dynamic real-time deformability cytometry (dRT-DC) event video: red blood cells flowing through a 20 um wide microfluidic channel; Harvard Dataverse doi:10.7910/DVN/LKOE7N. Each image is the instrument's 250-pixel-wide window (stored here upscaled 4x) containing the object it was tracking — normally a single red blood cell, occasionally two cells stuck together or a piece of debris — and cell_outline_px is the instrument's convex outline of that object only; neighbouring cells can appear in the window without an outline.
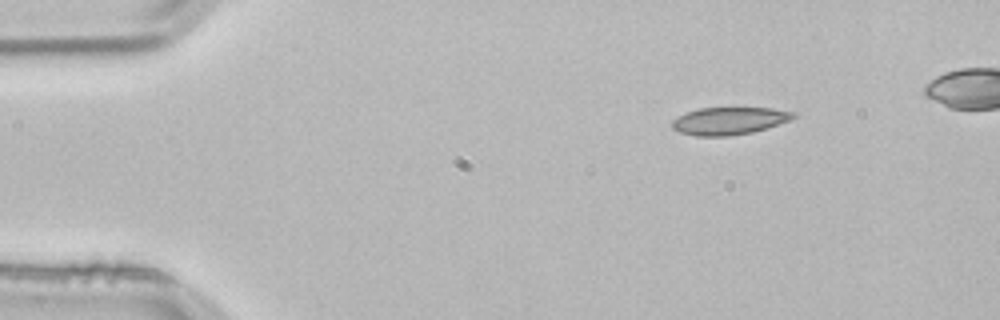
{"species": "common noctule bat (a hibernating species)", "species_latin": "Nyctalus noctula", "temperature_condition": "room temperature", "stored_images_in_passage": 3, "camera_frame_rate_fps": 3000, "um_per_image_px": 0.085, "animal": {"sex": "male", "body_mass_g": 21.5, "forearm_length_mm": 52.0}, "frame": {"image": 1, "passage_image": 1, "time_ms": 0.0, "image_size_px": [1000, 320], "cell_outline_px": [[796, 116], [788, 120], [768, 128], [752, 132], [728, 136], [696, 136], [680, 132], [672, 128], [672, 120], [688, 112], [700, 108], [772, 108], [796, 112]], "centroid_in_image_um": [61.99, 10.27], "position_along_channel_um": 23.0, "area_um2": 19.25}}